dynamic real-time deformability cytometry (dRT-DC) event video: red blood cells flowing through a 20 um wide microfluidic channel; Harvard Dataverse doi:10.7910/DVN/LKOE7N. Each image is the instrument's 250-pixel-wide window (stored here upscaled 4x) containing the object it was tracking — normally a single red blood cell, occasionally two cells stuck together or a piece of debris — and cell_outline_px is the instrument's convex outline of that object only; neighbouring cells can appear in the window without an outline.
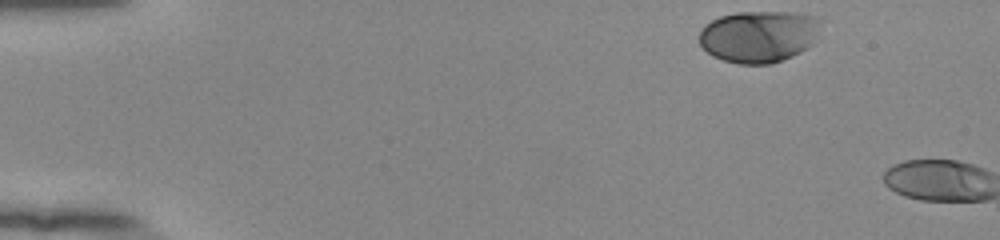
{"species": "human", "species_latin": "Homo sapiens", "temperature_condition": "room temperature", "stored_images_in_passage": 3, "camera_frame_rate_fps": 3000, "um_per_image_px": 0.085, "donor": {"sex": "female"}, "frame": {"image": 1, "passage_image": 1, "time_ms": 0.0, "image_size_px": [1000, 240], "cell_outline_px": [[820, 20], [812, 44], [800, 52], [792, 56], [772, 64], [736, 64], [712, 56], [700, 44], [700, 28], [704, 24], [720, 16], [736, 12], [792, 12], [820, 16]], "centroid_in_image_um": [64.48, 3.09], "position_along_channel_um": 20.5, "area_um2": 36.82}}